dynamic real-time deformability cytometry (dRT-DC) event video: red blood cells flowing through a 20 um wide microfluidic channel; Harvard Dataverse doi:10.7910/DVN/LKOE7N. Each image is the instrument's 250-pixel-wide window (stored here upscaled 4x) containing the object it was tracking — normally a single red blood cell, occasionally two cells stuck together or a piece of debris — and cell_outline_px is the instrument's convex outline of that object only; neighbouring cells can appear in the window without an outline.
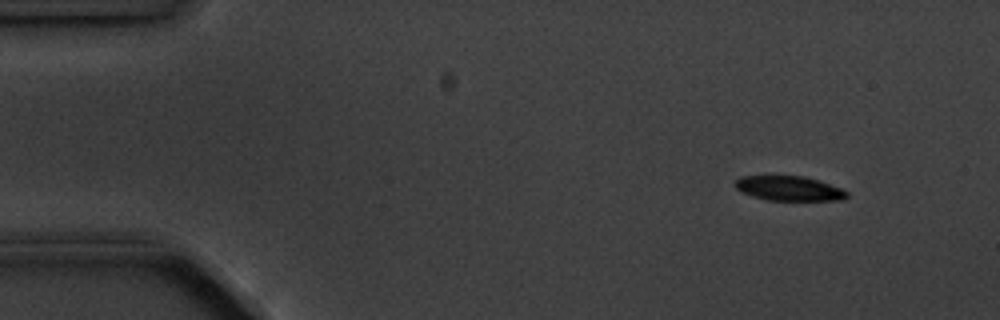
{"species": "common noctule bat (a hibernating species)", "species_latin": "Nyctalus noctula", "temperature_condition": "cold", "stored_images_in_passage": 5, "camera_frame_rate_fps": 3000, "um_per_image_px": 0.085, "animal": {"sex": "male", "body_mass_g": 20.1, "forearm_length_mm": 53.5}, "frame": {"image": 1, "passage_image": 1, "time_ms": 0.0, "image_size_px": [1000, 320], "cell_outline_px": [[848, 196], [840, 200], [768, 200], [752, 196], [736, 188], [732, 184], [740, 176], [764, 172], [804, 176], [820, 180], [840, 188], [848, 192]], "centroid_in_image_um": [66.97, 15.94], "position_along_channel_um": 18.0, "area_um2": 16.94}}
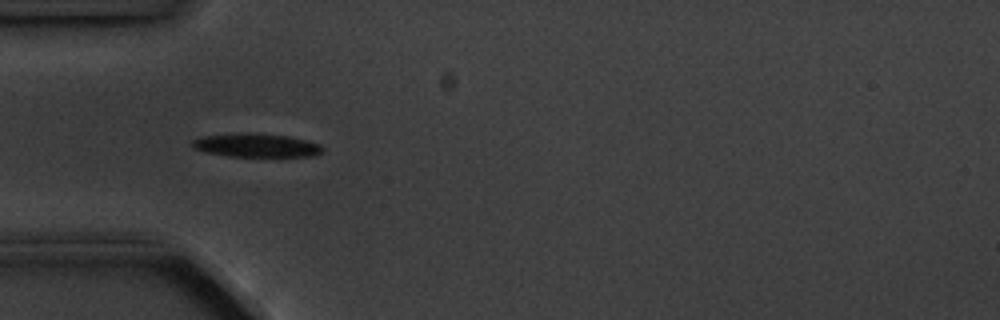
{"frame": {"image": 2, "passage_image": 4, "time_ms": 3.667, "image_size_px": [1000, 320], "cell_outline_px": [[324, 152], [316, 156], [228, 156], [204, 152], [192, 148], [192, 140], [204, 136], [244, 132], [248, 132], [288, 136], [308, 140], [320, 144], [324, 148]], "centroid_in_image_um": [21.81, 12.35], "position_along_channel_um": 63.2, "area_um2": 18.09}}